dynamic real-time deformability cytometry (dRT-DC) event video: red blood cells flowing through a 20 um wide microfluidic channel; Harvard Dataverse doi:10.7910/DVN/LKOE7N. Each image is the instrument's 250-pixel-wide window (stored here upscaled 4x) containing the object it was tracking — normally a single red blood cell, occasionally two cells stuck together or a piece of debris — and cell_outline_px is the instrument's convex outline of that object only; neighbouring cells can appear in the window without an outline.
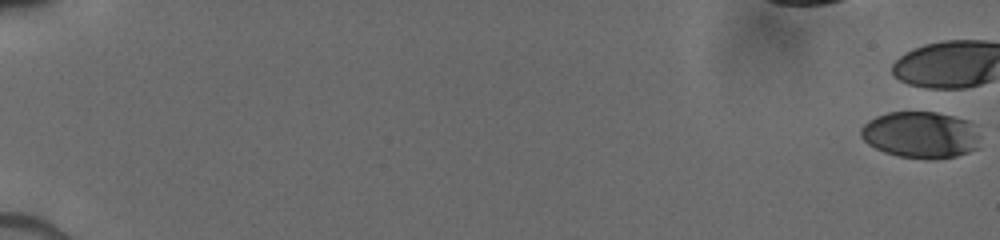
{"species": "human", "species_latin": "Homo sapiens", "temperature_condition": "cold", "stored_images_in_passage": 22, "camera_frame_rate_fps": 3000, "um_per_image_px": 0.085, "donor": {"sex": "male"}, "frame": {"image": 1, "passage_image": 1, "time_ms": 0.0, "image_size_px": [1000, 240], "cell_outline_px": [[980, 148], [956, 156], [936, 160], [932, 160], [900, 156], [884, 152], [868, 144], [860, 136], [860, 128], [868, 120], [876, 116], [888, 112], [936, 112], [968, 120], [972, 124], [980, 136]], "centroid_in_image_um": [78.28, 11.47], "position_along_channel_um": 6.7, "area_um2": 32.77}}
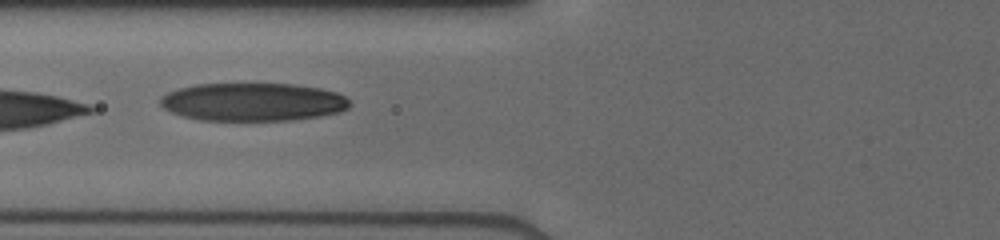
{"frame": {"image": 2, "passage_image": 20, "time_ms": 8.333, "image_size_px": [1000, 240], "cell_outline_px": [[352, 104], [348, 108], [340, 112], [320, 116], [288, 120], [200, 120], [184, 116], [172, 112], [164, 108], [160, 104], [160, 96], [168, 92], [180, 88], [196, 84], [296, 84], [320, 88], [336, 92], [344, 96]], "centroid_in_image_um": [21.51, 8.66], "position_along_channel_um": 104.3, "area_um2": 42.02}}
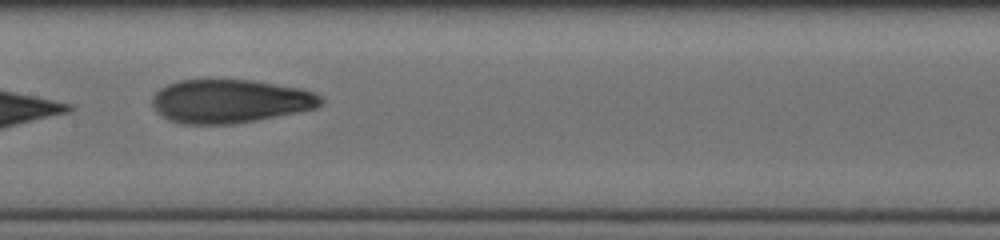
{"frame": {"image": 3, "passage_image": 22, "time_ms": 10.333, "image_size_px": [1000, 240], "cell_outline_px": [[324, 100], [316, 108], [256, 120], [232, 124], [184, 124], [168, 120], [152, 104], [152, 96], [160, 88], [168, 84], [180, 80], [252, 80], [300, 88], [312, 92], [320, 96]], "centroid_in_image_um": [19.54, 8.6], "position_along_channel_um": 187.9, "area_um2": 42.43}}